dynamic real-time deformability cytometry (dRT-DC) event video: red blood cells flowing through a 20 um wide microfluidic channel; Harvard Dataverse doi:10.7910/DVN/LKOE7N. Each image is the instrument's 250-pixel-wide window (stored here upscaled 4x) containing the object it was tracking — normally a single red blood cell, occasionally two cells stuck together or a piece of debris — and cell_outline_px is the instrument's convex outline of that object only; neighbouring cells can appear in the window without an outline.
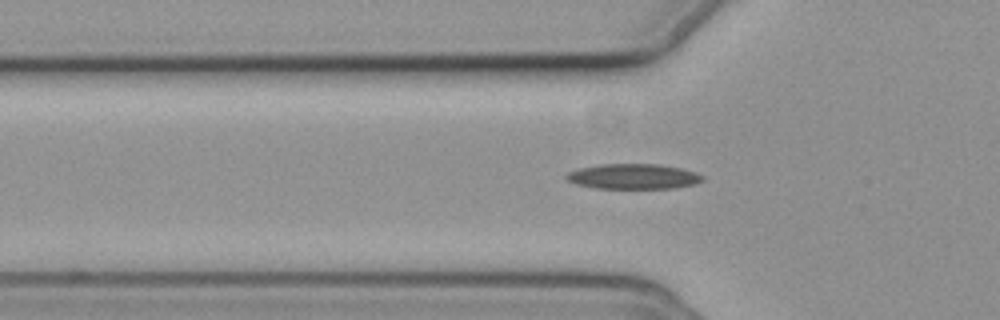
{"species": "common noctule bat (a hibernating species)", "species_latin": "Nyctalus noctula", "temperature_condition": "cold", "stored_images_in_passage": 42, "camera_frame_rate_fps": 3000, "um_per_image_px": 0.085, "animal": {"sex": "female", "body_mass_g": 19.3, "forearm_length_mm": 54.1}, "frame": {"image": 1, "passage_image": 13, "time_ms": 4.0, "image_size_px": [1000, 320], "cell_outline_px": [[704, 180], [696, 184], [676, 188], [596, 188], [576, 184], [568, 180], [564, 176], [568, 172], [580, 168], [600, 164], [660, 164], [680, 168], [696, 172], [704, 176]], "centroid_in_image_um": [53.87, 15.0], "position_along_channel_um": 71.9, "area_um2": 20.06}}
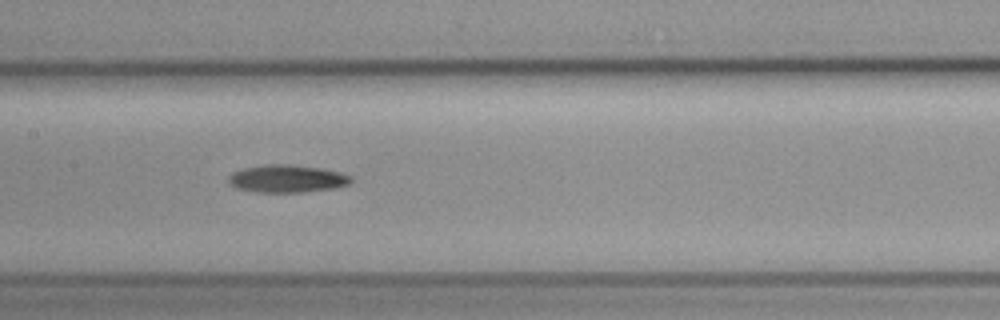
{"frame": {"image": 2, "passage_image": 22, "time_ms": 7.0, "image_size_px": [1000, 320], "cell_outline_px": [[352, 180], [348, 184], [336, 188], [304, 192], [256, 192], [236, 188], [228, 184], [228, 176], [232, 172], [244, 168], [268, 164], [288, 164], [320, 168], [340, 172], [352, 176]], "centroid_in_image_um": [24.38, 15.19], "position_along_channel_um": 183.0, "area_um2": 19.83}}
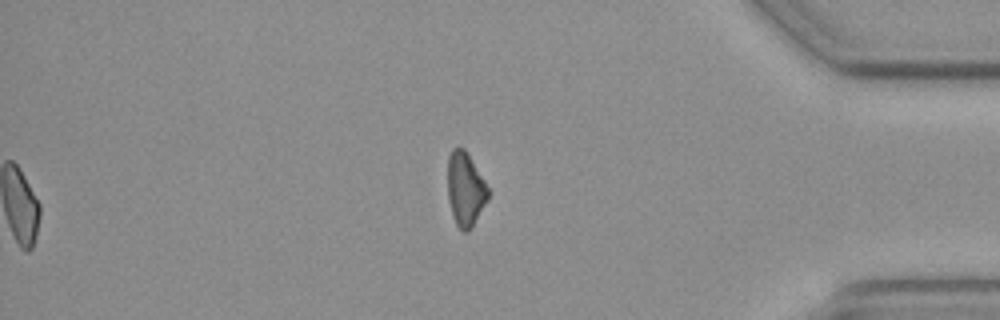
{"frame": {"image": 3, "passage_image": 42, "time_ms": 13.667, "image_size_px": [1000, 320], "cell_outline_px": [[488, 200], [472, 228], [468, 232], [464, 232], [456, 224], [452, 216], [448, 200], [448, 156], [452, 148], [464, 148], [484, 180], [488, 188]], "centroid_in_image_um": [39.55, 16.11], "position_along_channel_um": 395.7, "area_um2": 17.4}, "authors_computed_cell_mechanics": {"area_um2": 18.9873, "velocity_mm_per_s": 3.6839, "shape_relaxation_time_tau1_ms": 4.2337, "shape_relaxation_time_tau2_ms": null, "deformation_change_tau1": 0.0991, "deformation_change_tau2": null}}